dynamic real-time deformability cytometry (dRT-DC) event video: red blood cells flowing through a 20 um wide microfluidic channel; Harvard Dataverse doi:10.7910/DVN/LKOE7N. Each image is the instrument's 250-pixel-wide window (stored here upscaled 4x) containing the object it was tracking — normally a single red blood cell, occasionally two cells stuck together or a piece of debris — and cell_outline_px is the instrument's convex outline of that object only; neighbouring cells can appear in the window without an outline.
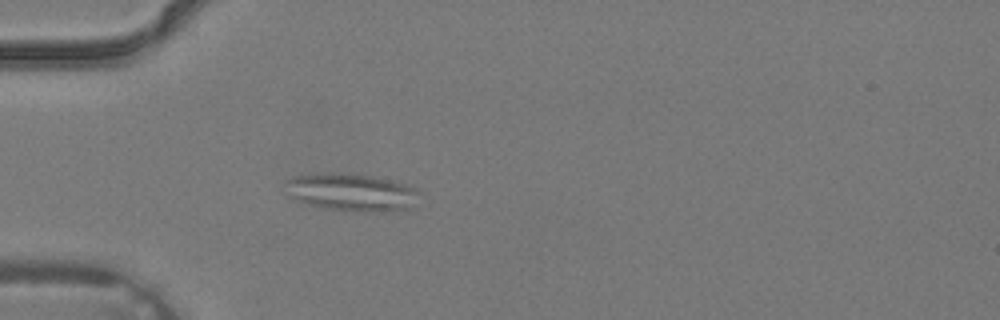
{"species": "common noctule bat (a hibernating species)", "species_latin": "Nyctalus noctula", "temperature_condition": "warm", "stored_images_in_passage": 3, "camera_frame_rate_fps": 3000, "um_per_image_px": 0.085, "animal": {"sex": "male", "body_mass_g": 19.2, "forearm_length_mm": 51.8}, "frame": {"image": 1, "passage_image": 3, "time_ms": 0.667, "image_size_px": [1000, 320], "cell_outline_px": [[420, 192], [412, 208], [360, 212], [324, 208], [300, 200], [292, 196], [288, 180], [296, 176], [328, 172], [372, 176], [404, 184], [416, 188]], "centroid_in_image_um": [29.97, 16.34], "position_along_channel_um": 55.0, "area_um2": 28.26}}